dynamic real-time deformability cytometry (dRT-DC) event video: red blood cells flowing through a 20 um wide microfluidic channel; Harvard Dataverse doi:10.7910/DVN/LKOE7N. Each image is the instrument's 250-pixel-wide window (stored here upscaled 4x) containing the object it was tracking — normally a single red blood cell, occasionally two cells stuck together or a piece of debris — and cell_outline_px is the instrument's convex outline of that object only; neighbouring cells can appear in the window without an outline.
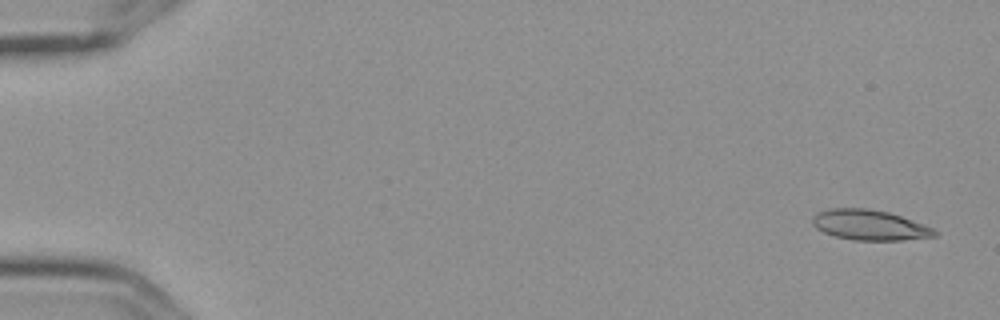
{"species": "Egyptian fruit bat (a non-hibernating species)", "species_latin": "Rousettus aegyptiacus", "temperature_condition": "cold", "stored_images_in_passage": 11, "camera_frame_rate_fps": 3000, "um_per_image_px": 0.085, "frame": {"image": 1, "passage_image": 1, "time_ms": 0.0, "image_size_px": [1000, 320], "cell_outline_px": [[940, 232], [936, 236], [900, 240], [852, 240], [836, 236], [824, 232], [816, 228], [812, 224], [812, 220], [820, 212], [828, 208], [868, 208], [888, 212], [900, 216], [932, 228]], "centroid_in_image_um": [73.92, 19.13], "position_along_channel_um": 11.1, "area_um2": 21.27}}
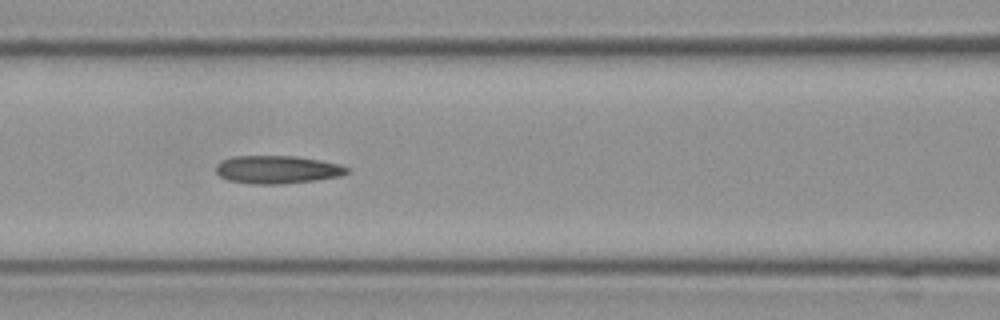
{"frame": {"image": 2, "passage_image": 7, "time_ms": 2.0, "image_size_px": [1000, 320], "cell_outline_px": [[348, 172], [340, 176], [316, 180], [280, 184], [252, 184], [228, 180], [220, 176], [216, 172], [216, 164], [220, 160], [232, 156], [296, 156], [320, 160], [340, 164], [348, 168]], "centroid_in_image_um": [23.54, 14.41], "position_along_channel_um": 143.1, "area_um2": 21.44}}
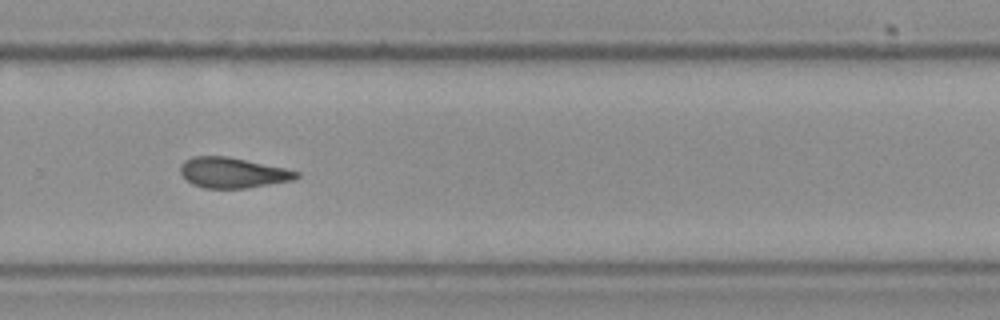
{"frame": {"image": 3, "passage_image": 11, "time_ms": 3.333, "image_size_px": [1000, 320], "cell_outline_px": [[300, 176], [292, 180], [248, 188], [204, 188], [192, 184], [180, 172], [180, 164], [184, 160], [192, 156], [228, 156], [284, 168], [300, 172]], "centroid_in_image_um": [19.76, 14.67], "position_along_channel_um": 310.0, "area_um2": 20.52}}